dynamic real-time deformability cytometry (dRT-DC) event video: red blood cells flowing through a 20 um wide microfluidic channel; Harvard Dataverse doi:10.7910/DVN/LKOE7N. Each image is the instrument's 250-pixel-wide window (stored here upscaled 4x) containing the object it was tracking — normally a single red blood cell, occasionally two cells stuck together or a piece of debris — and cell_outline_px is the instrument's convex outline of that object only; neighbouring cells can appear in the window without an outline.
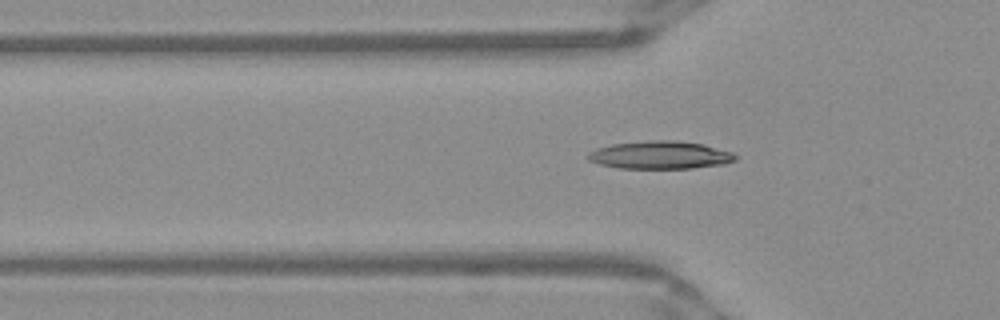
{"species": "Egyptian fruit bat (a non-hibernating species)", "species_latin": "Rousettus aegyptiacus", "temperature_condition": "warm", "stored_images_in_passage": 45, "camera_frame_rate_fps": 3000, "um_per_image_px": 0.085, "frame": {"image": 1, "passage_image": 16, "time_ms": 5.0, "image_size_px": [1000, 320], "cell_outline_px": [[740, 156], [736, 160], [724, 164], [692, 168], [620, 168], [600, 164], [588, 160], [588, 152], [596, 148], [612, 144], [648, 140], [676, 140], [704, 144], [732, 152]], "centroid_in_image_um": [56.15, 13.17], "position_along_channel_um": 69.7, "area_um2": 24.04}}
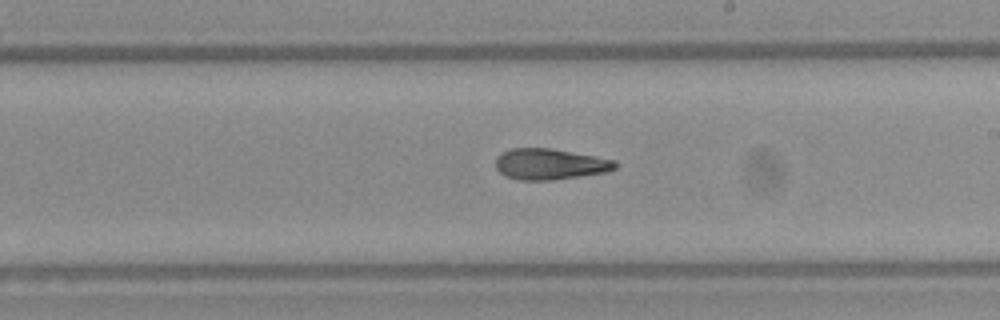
{"frame": {"image": 2, "passage_image": 29, "time_ms": 9.333, "image_size_px": [1000, 320], "cell_outline_px": [[616, 168], [608, 172], [552, 180], [520, 180], [508, 176], [500, 172], [496, 168], [496, 156], [512, 148], [552, 148], [616, 160]], "centroid_in_image_um": [46.76, 13.95], "position_along_channel_um": 242.2, "area_um2": 21.5}}
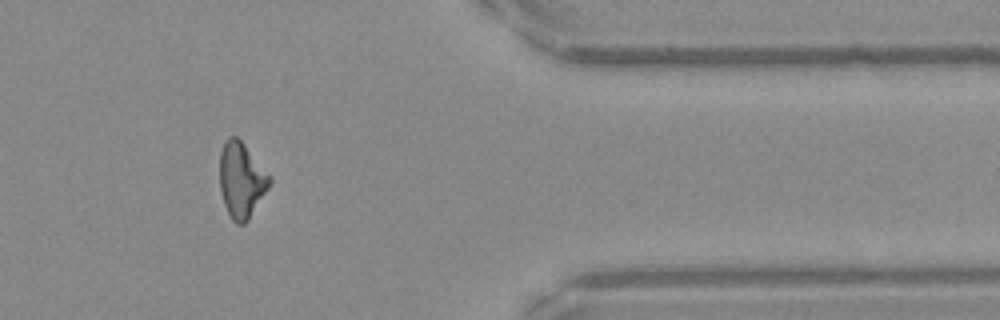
{"frame": {"image": 3, "passage_image": 42, "time_ms": 13.667, "image_size_px": [1000, 320], "cell_outline_px": [[272, 180], [268, 188], [248, 220], [244, 224], [236, 224], [232, 220], [224, 204], [220, 192], [220, 152], [224, 140], [228, 136], [236, 136], [244, 144], [272, 176]], "centroid_in_image_um": [20.52, 15.29], "position_along_channel_um": 390.9, "area_um2": 22.02}}